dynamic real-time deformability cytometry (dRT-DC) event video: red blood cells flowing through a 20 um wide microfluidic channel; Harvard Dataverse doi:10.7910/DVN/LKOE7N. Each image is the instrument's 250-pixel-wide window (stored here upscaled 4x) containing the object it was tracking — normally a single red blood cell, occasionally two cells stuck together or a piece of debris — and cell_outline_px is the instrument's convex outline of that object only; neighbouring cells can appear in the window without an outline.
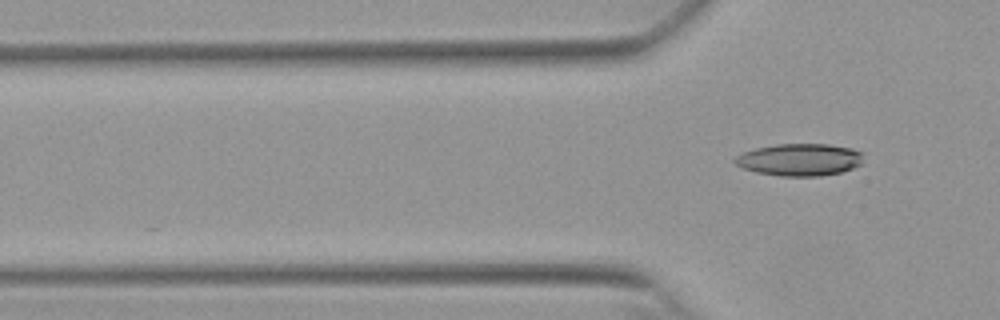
{"species": "Egyptian fruit bat (a non-hibernating species)", "species_latin": "Rousettus aegyptiacus", "temperature_condition": "warm", "stored_images_in_passage": 15, "segment_of_instrument_passage": [2, 2], "camera_frame_rate_fps": 3000, "um_per_image_px": 0.085, "animal": {"sex": "female"}, "frame": {"image": 1, "passage_image": 15, "time_ms": 4.667, "image_size_px": [1000, 320], "cell_outline_px": [[864, 152], [860, 164], [852, 168], [840, 172], [820, 176], [780, 176], [756, 172], [744, 168], [736, 164], [732, 160], [736, 156], [744, 152], [756, 148], [776, 144], [828, 144], [852, 148]], "centroid_in_image_um": [67.98, 13.57], "position_along_channel_um": 57.8, "area_um2": 24.1}}